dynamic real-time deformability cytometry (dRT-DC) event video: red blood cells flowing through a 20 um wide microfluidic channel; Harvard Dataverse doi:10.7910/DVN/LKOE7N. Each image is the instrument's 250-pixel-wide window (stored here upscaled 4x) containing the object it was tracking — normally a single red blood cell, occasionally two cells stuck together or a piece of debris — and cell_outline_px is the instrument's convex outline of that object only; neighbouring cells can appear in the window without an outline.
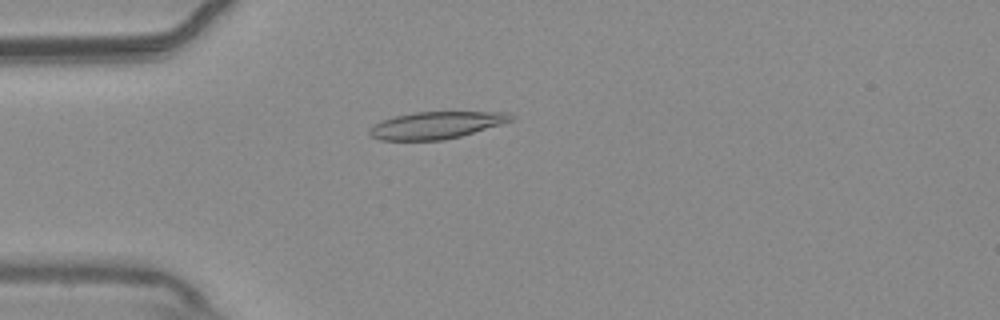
{"species": "common noctule bat (a hibernating species)", "species_latin": "Nyctalus noctula", "temperature_condition": "warm", "stored_images_in_passage": 49, "camera_frame_rate_fps": 3000, "um_per_image_px": 0.085, "animal": {"sex": "male", "body_mass_g": 20.4}, "frame": {"image": 1, "passage_image": 9, "time_ms": 2.667, "image_size_px": [1000, 320], "cell_outline_px": [[516, 116], [512, 120], [500, 124], [460, 136], [444, 140], [380, 140], [372, 136], [368, 132], [368, 128], [380, 120], [396, 116], [416, 112], [508, 112]], "centroid_in_image_um": [37.04, 10.64], "position_along_channel_um": 48.0, "area_um2": 22.2}}
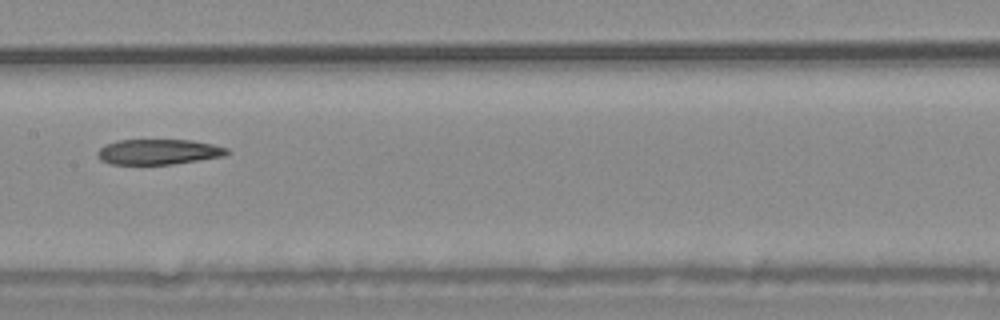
{"frame": {"image": 2, "passage_image": 22, "time_ms": 7.0, "image_size_px": [1000, 320], "cell_outline_px": [[232, 152], [224, 156], [172, 164], [108, 164], [100, 160], [96, 156], [96, 152], [104, 144], [116, 140], [192, 140], [212, 144], [228, 148]], "centroid_in_image_um": [13.44, 12.9], "position_along_channel_um": 194.0, "area_um2": 19.31}}
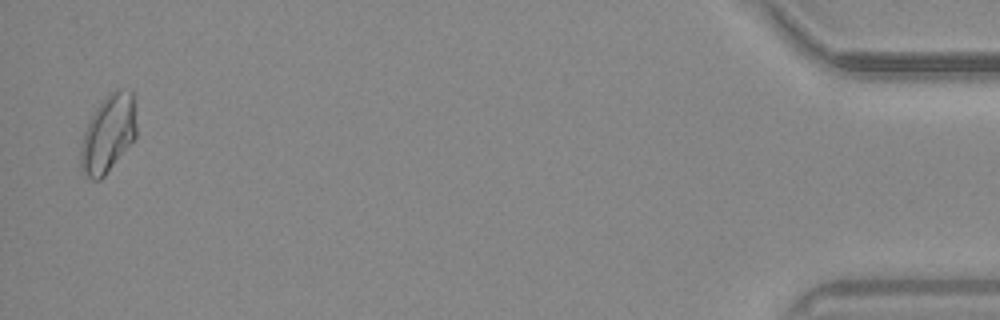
{"frame": {"image": 3, "passage_image": 48, "time_ms": 15.667, "image_size_px": [1000, 320], "cell_outline_px": [[136, 136], [104, 176], [100, 180], [92, 180], [80, 172], [80, 148], [84, 132], [96, 108], [104, 96], [108, 92], [116, 88], [120, 88], [132, 92], [136, 128]], "centroid_in_image_um": [9.16, 11.36], "position_along_channel_um": 426.0, "area_um2": 25.09}, "authors_computed_cell_mechanics": {"area_um2": 21.1548, "velocity_mm_per_s": 3.6978, "shape_relaxation_time_tau1_ms": null, "shape_relaxation_time_tau2_ms": 7.6425, "deformation_change_tau1": null, "deformation_change_tau2": 0.1601}}